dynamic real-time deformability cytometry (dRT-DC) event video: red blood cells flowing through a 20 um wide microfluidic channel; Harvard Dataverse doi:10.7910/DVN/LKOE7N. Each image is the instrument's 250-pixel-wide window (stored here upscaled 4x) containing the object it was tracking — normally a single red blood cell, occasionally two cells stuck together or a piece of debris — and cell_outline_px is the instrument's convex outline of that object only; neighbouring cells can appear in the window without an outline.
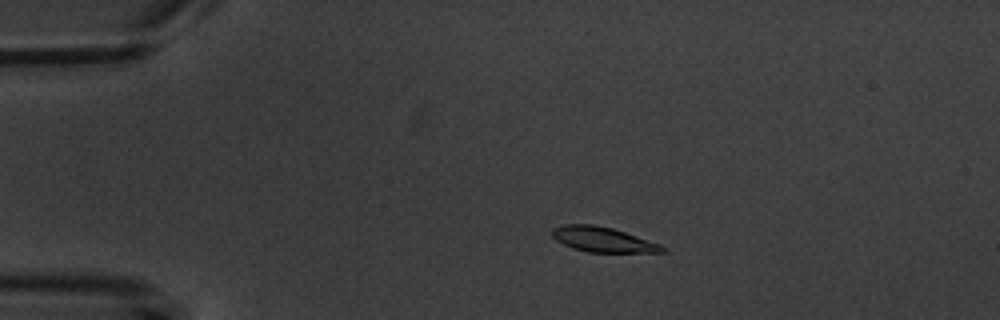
{"species": "common noctule bat (a hibernating species)", "species_latin": "Nyctalus noctula", "temperature_condition": "warm", "stored_images_in_passage": 9, "camera_frame_rate_fps": 3000, "um_per_image_px": 0.085, "animal": {"sex": "male", "body_mass_g": 20.1, "forearm_length_mm": 53.5}, "frame": {"image": 1, "passage_image": 3, "time_ms": 2.333, "image_size_px": [1000, 320], "cell_outline_px": [[668, 252], [588, 252], [572, 248], [556, 240], [552, 236], [552, 228], [564, 224], [596, 224], [612, 228], [660, 244], [668, 248]], "centroid_in_image_um": [51.24, 20.36], "position_along_channel_um": 33.8, "area_um2": 16.07}}
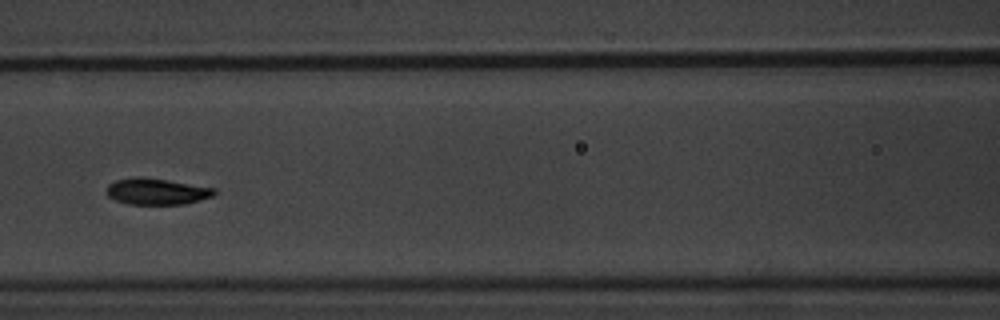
{"frame": {"image": 2, "passage_image": 7, "time_ms": 7.0, "image_size_px": [1000, 320], "cell_outline_px": [[216, 192], [212, 196], [200, 200], [184, 204], [128, 204], [116, 200], [108, 196], [104, 192], [108, 184], [116, 180], [136, 176], [140, 176], [168, 180], [216, 188]], "centroid_in_image_um": [13.29, 16.26], "position_along_channel_um": 153.3, "area_um2": 16.65}}